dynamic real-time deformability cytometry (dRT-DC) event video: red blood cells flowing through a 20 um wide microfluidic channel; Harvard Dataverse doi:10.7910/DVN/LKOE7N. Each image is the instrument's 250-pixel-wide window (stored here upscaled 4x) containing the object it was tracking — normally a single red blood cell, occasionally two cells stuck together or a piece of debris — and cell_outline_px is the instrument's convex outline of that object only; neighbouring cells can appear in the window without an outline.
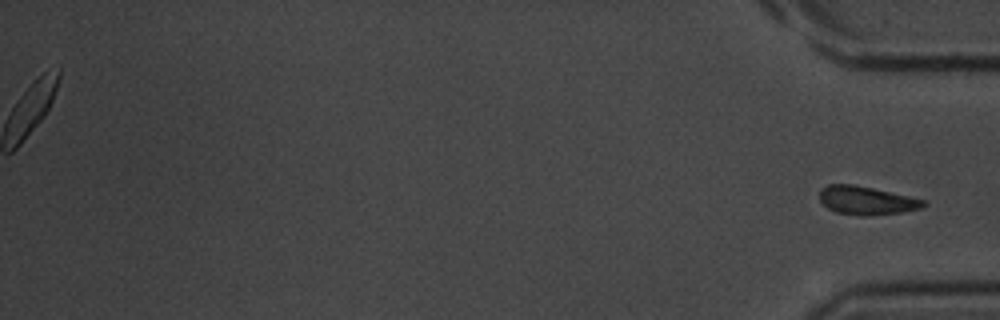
{"species": "common noctule bat (a hibernating species)", "species_latin": "Nyctalus noctula", "temperature_condition": "room temperature", "stored_images_in_passage": 28, "segment_of_instrument_passage": [2, 2], "camera_frame_rate_fps": 3000, "um_per_image_px": 0.085, "animal": {"sex": "male", "body_mass_g": 20.1, "forearm_length_mm": 53.5}, "frame": {"image": 1, "passage_image": 28, "time_ms": 9.0, "image_size_px": [1000, 320], "cell_outline_px": [[928, 204], [924, 208], [904, 212], [864, 216], [860, 216], [836, 212], [828, 208], [820, 200], [820, 188], [828, 184], [852, 184], [872, 188], [928, 200]], "centroid_in_image_um": [73.71, 17.04], "position_along_channel_um": 361.5, "area_um2": 17.4}}